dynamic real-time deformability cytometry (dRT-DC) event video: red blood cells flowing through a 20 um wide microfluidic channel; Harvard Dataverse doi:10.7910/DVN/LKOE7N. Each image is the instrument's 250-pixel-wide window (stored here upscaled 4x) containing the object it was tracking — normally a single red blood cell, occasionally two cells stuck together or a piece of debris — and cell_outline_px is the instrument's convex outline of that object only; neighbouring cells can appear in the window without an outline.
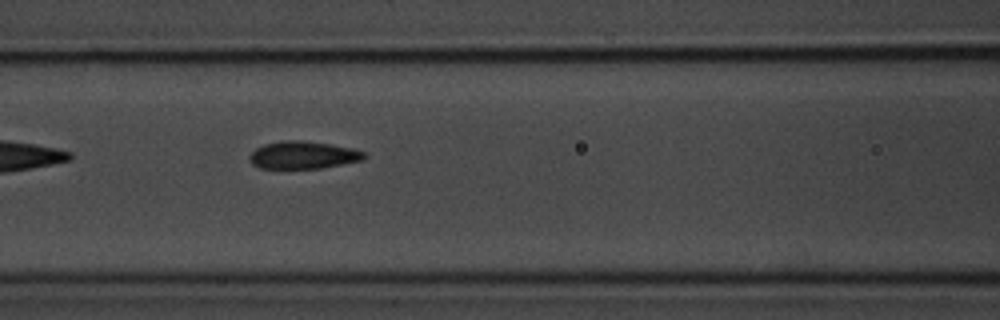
{"species": "common noctule bat (a hibernating species)", "species_latin": "Nyctalus noctula", "temperature_condition": "room temperature", "stored_images_in_passage": 33, "camera_frame_rate_fps": 3000, "um_per_image_px": 0.085, "animal": {"sex": "male", "body_mass_g": 20.1, "forearm_length_mm": 53.5}, "frame": {"image": 1, "passage_image": 6, "time_ms": 1.667, "image_size_px": [1000, 320], "cell_outline_px": [[368, 156], [364, 160], [320, 168], [260, 168], [252, 164], [248, 156], [256, 148], [264, 144], [284, 140], [300, 140], [328, 144], [352, 148], [364, 152]], "centroid_in_image_um": [25.77, 13.18], "position_along_channel_um": 140.8, "area_um2": 18.32}}
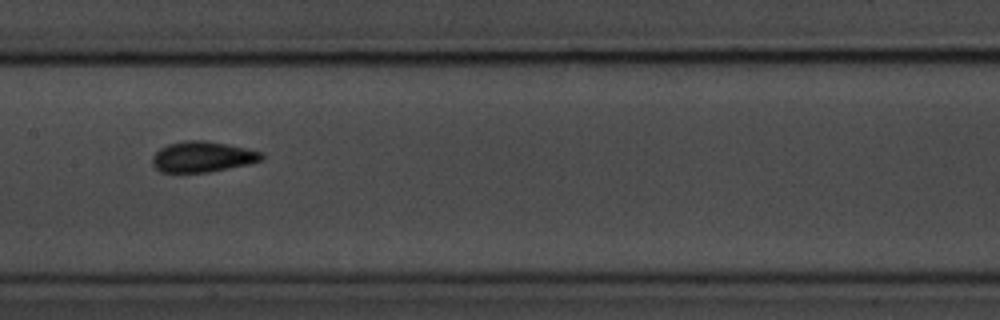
{"frame": {"image": 2, "passage_image": 10, "time_ms": 3.0, "image_size_px": [1000, 320], "cell_outline_px": [[264, 160], [248, 164], [208, 172], [160, 172], [152, 164], [152, 156], [160, 148], [168, 144], [184, 140], [204, 140], [228, 144], [264, 152]], "centroid_in_image_um": [17.23, 13.32], "position_along_channel_um": 190.2, "area_um2": 19.65}}